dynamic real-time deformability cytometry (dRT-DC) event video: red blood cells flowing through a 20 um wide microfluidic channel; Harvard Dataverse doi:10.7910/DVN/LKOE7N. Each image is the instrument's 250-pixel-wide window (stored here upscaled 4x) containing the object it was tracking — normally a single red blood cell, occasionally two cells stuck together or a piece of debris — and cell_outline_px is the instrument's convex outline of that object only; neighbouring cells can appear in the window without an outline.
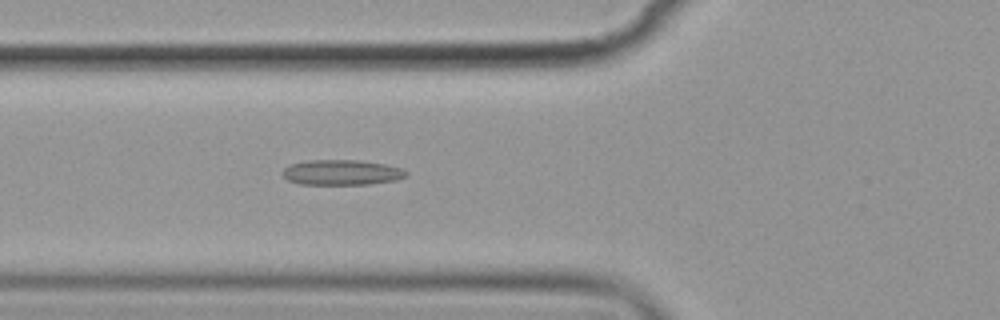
{"species": "common noctule bat (a hibernating species)", "species_latin": "Nyctalus noctula", "temperature_condition": "cold", "stored_images_in_passage": 6, "camera_frame_rate_fps": 3000, "um_per_image_px": 0.085, "animal": {"sex": "female", "body_mass_g": 19.9}, "frame": {"image": 1, "passage_image": 6, "time_ms": 5.667, "image_size_px": [1000, 320], "cell_outline_px": [[408, 176], [396, 180], [368, 184], [300, 184], [288, 180], [280, 172], [284, 168], [292, 164], [308, 160], [360, 160], [384, 164], [404, 168], [408, 172]], "centroid_in_image_um": [29.07, 14.65], "position_along_channel_um": 96.7, "area_um2": 18.26}}